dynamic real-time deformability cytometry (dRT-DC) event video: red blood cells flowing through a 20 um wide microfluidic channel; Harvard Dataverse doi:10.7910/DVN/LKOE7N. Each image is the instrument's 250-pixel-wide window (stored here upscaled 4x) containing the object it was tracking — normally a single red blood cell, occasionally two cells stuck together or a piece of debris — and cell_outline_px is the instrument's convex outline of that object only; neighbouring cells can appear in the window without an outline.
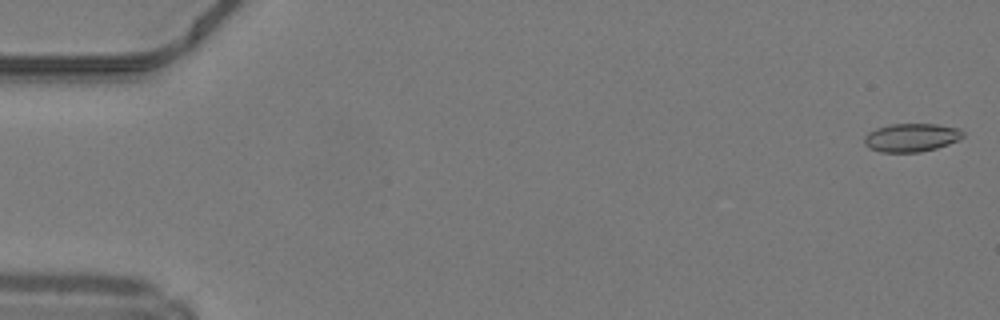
{"species": "common noctule bat (a hibernating species)", "species_latin": "Nyctalus noctula", "temperature_condition": "warm", "stored_images_in_passage": 49, "camera_frame_rate_fps": 3000, "um_per_image_px": 0.085, "animal": {"sex": "male", "body_mass_g": 19.2, "forearm_length_mm": 51.8}, "frame": {"image": 1, "passage_image": 1, "time_ms": 0.0, "image_size_px": [1000, 320], "cell_outline_px": [[964, 136], [948, 144], [936, 148], [920, 152], [880, 152], [868, 148], [864, 144], [864, 136], [868, 132], [876, 128], [892, 124], [936, 124], [960, 128], [964, 132]], "centroid_in_image_um": [77.44, 11.69], "position_along_channel_um": 7.6, "area_um2": 16.36}}
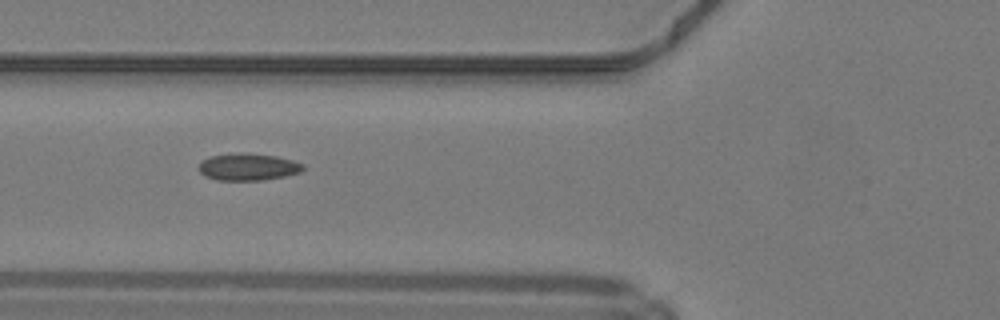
{"frame": {"image": 2, "passage_image": 19, "time_ms": 6.0, "image_size_px": [1000, 320], "cell_outline_px": [[304, 168], [300, 172], [284, 176], [264, 180], [216, 180], [204, 176], [200, 172], [200, 164], [204, 160], [212, 156], [240, 152], [276, 156], [292, 160], [304, 164]], "centroid_in_image_um": [21.1, 14.19], "position_along_channel_um": 104.7, "area_um2": 16.3}}
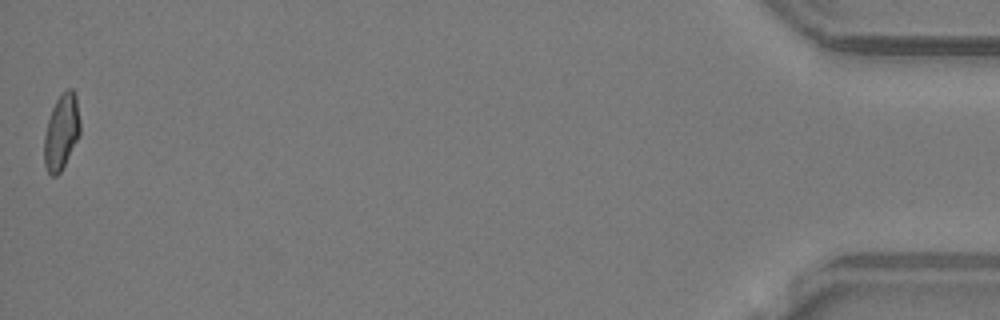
{"frame": {"image": 3, "passage_image": 49, "time_ms": 16.0, "image_size_px": [1000, 320], "cell_outline_px": [[80, 136], [60, 172], [56, 176], [52, 176], [48, 172], [44, 164], [44, 136], [48, 120], [52, 108], [60, 92], [68, 88], [72, 88], [76, 92], [80, 120]], "centroid_in_image_um": [5.24, 11.17], "position_along_channel_um": 430.0, "area_um2": 16.07}, "authors_computed_cell_mechanics": {"area_um2": 16.0684, "velocity_mm_per_s": 4.2304, "shape_relaxation_time_tau1_ms": null, "shape_relaxation_time_tau2_ms": 1.4688, "deformation_change_tau1": null, "deformation_change_tau2": 0.0763}}